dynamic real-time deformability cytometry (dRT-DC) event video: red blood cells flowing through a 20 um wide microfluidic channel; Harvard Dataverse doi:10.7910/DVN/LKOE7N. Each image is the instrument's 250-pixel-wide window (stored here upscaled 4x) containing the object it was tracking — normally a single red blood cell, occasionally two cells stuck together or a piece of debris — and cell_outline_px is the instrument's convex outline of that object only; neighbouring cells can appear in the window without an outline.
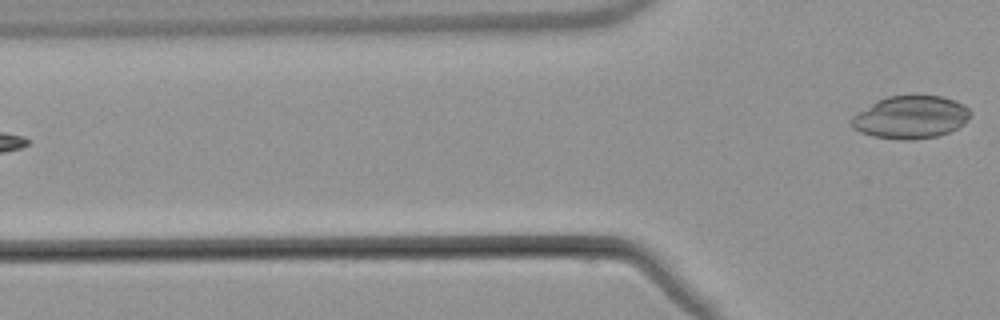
{"species": "common noctule bat (a hibernating species)", "species_latin": "Nyctalus noctula", "temperature_condition": "warm", "stored_images_in_passage": 6, "camera_frame_rate_fps": 3000, "um_per_image_px": 0.085, "animal": {"sex": "male", "body_mass_g": 21.5, "forearm_length_mm": 52.0}, "frame": {"image": 1, "passage_image": 6, "time_ms": 7.0, "image_size_px": [1000, 320], "cell_outline_px": [[972, 112], [968, 120], [964, 124], [948, 132], [936, 136], [912, 140], [900, 140], [872, 136], [860, 132], [852, 128], [852, 116], [872, 104], [888, 96], [944, 96], [956, 100], [964, 104]], "centroid_in_image_um": [77.45, 9.97], "position_along_channel_um": 48.4, "area_um2": 29.48}}